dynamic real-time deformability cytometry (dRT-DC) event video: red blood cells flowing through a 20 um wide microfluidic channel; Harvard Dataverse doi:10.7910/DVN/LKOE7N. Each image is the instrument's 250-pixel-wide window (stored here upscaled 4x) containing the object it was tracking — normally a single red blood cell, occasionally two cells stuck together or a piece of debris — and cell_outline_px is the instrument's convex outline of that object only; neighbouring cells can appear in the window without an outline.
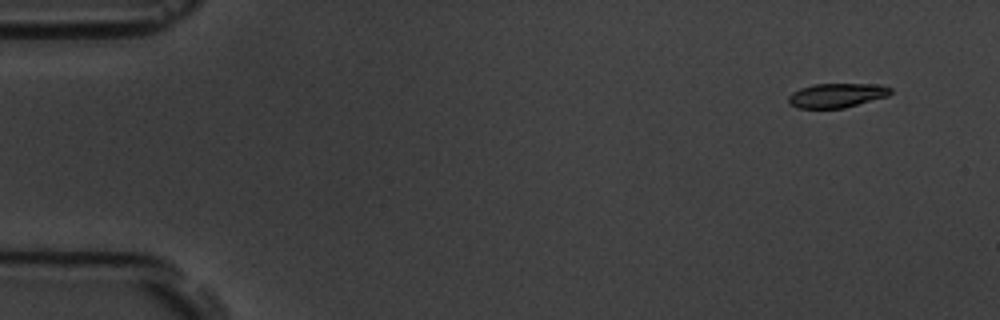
{"species": "common noctule bat (a hibernating species)", "species_latin": "Nyctalus noctula", "temperature_condition": "room temperature", "stored_images_in_passage": 9, "camera_frame_rate_fps": 3000, "um_per_image_px": 0.085, "animal": {"sex": "male", "body_mass_g": 19.5, "forearm_length_mm": 54.6}, "frame": {"image": 1, "passage_image": 1, "time_ms": 0.0, "image_size_px": [1000, 320], "cell_outline_px": [[892, 92], [888, 96], [844, 108], [796, 108], [788, 104], [788, 96], [792, 92], [800, 88], [812, 84], [880, 84], [892, 88]], "centroid_in_image_um": [71.11, 8.1], "position_along_channel_um": 13.9, "area_um2": 14.62}}
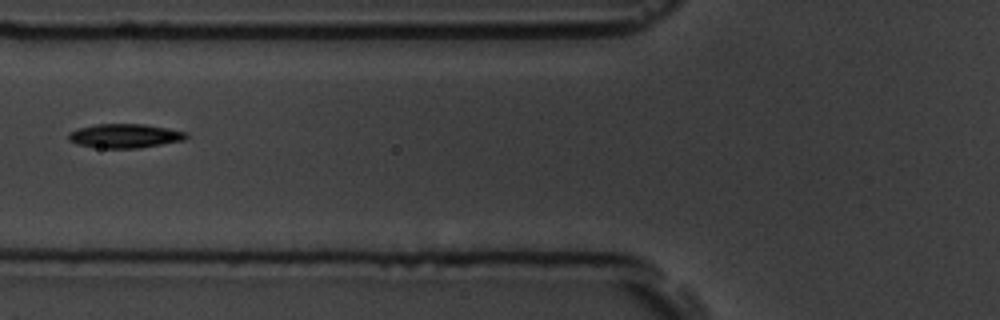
{"frame": {"image": 2, "passage_image": 6, "time_ms": 6.0, "image_size_px": [1000, 320], "cell_outline_px": [[188, 136], [184, 140], [140, 148], [100, 148], [76, 144], [68, 140], [68, 132], [76, 128], [96, 124], [144, 124], [188, 132]], "centroid_in_image_um": [10.58, 11.55], "position_along_channel_um": 115.2, "area_um2": 16.65}}
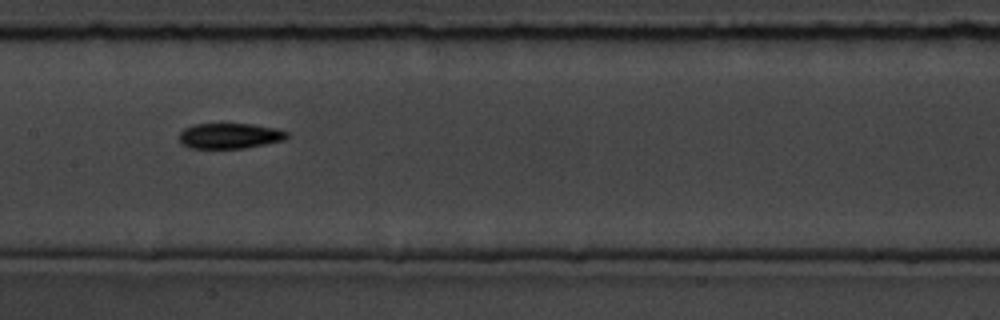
{"frame": {"image": 3, "passage_image": 8, "time_ms": 8.0, "image_size_px": [1000, 320], "cell_outline_px": [[288, 136], [284, 140], [244, 148], [192, 148], [184, 144], [180, 140], [180, 132], [184, 128], [192, 124], [252, 124], [276, 128], [288, 132]], "centroid_in_image_um": [19.54, 11.54], "position_along_channel_um": 187.9, "area_um2": 15.84}}